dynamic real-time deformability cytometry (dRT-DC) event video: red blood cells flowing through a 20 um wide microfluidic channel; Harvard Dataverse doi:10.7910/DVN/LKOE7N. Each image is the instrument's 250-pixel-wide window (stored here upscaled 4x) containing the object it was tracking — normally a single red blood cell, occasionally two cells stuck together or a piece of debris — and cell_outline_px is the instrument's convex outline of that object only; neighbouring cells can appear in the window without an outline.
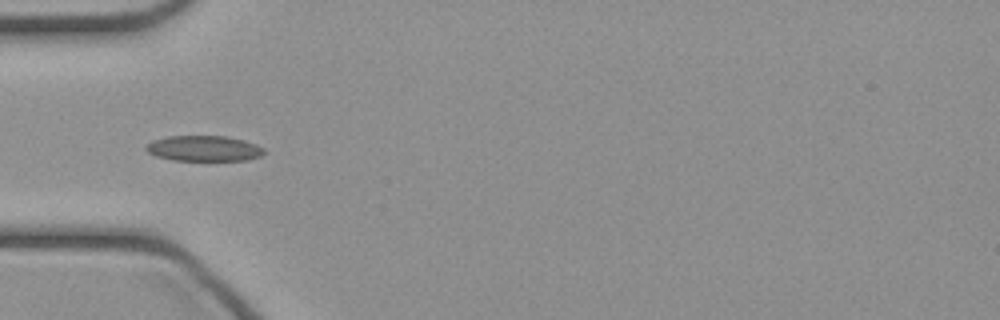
{"species": "common noctule bat (a hibernating species)", "species_latin": "Nyctalus noctula", "temperature_condition": "cold", "stored_images_in_passage": 15, "camera_frame_rate_fps": 3000, "um_per_image_px": 0.085, "animal": {"sex": "female", "body_mass_g": 21.9}, "frame": {"image": 1, "passage_image": 7, "time_ms": 2.0, "image_size_px": [1000, 320], "cell_outline_px": [[264, 152], [260, 156], [248, 160], [172, 160], [156, 156], [148, 152], [144, 148], [152, 140], [168, 136], [224, 136], [244, 140], [256, 144], [264, 148]], "centroid_in_image_um": [17.32, 12.61], "position_along_channel_um": 67.7, "area_um2": 17.51}}
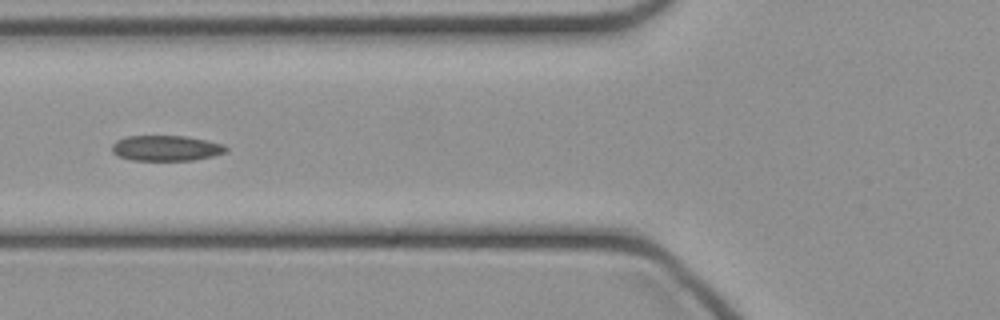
{"frame": {"image": 2, "passage_image": 10, "time_ms": 3.0, "image_size_px": [1000, 320], "cell_outline_px": [[228, 152], [212, 156], [192, 160], [132, 160], [120, 156], [112, 152], [112, 144], [116, 140], [124, 136], [184, 136], [224, 144], [228, 148]], "centroid_in_image_um": [14.12, 12.59], "position_along_channel_um": 111.7, "area_um2": 16.88}}